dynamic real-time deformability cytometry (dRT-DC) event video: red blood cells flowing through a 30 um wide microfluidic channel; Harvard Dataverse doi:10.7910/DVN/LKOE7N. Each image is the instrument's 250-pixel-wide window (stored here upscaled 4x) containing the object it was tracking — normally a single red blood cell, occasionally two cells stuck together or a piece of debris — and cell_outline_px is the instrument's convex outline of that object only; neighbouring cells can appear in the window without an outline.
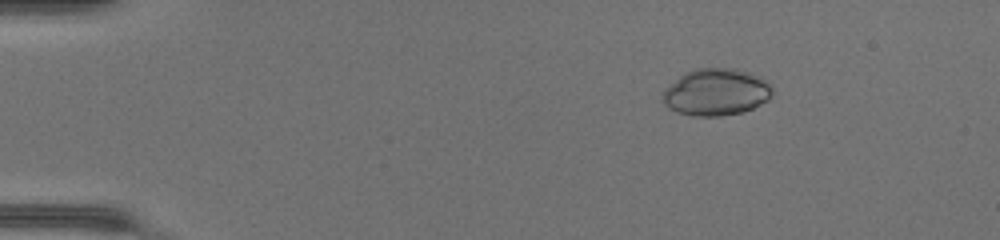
{"species": "common noctule bat (a hibernating species)", "species_latin": "Nyctalus noctula", "temperature_condition": "warm", "stored_images_in_passage": 41, "camera_frame_rate_fps": 3000, "um_per_image_px": 0.085, "animal": {"sex": "female", "body_mass_g": 17.0, "forearm_length_mm": 48.0}, "frame": {"image": 1, "passage_image": 8, "time_ms": 2.333, "image_size_px": [1000, 240], "cell_outline_px": [[772, 92], [768, 100], [744, 112], [720, 116], [692, 116], [676, 112], [668, 108], [664, 104], [660, 96], [680, 76], [696, 68], [736, 68], [760, 76], [768, 80], [772, 88]], "centroid_in_image_um": [60.89, 7.84], "position_along_channel_um": 24.1, "area_um2": 30.06}}
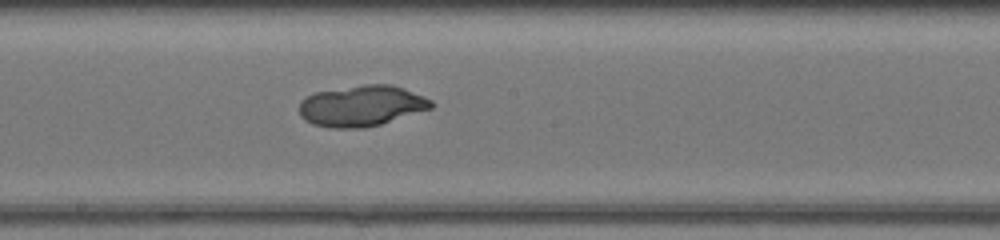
{"frame": {"image": 2, "passage_image": 28, "time_ms": 9.0, "image_size_px": [1000, 240], "cell_outline_px": [[436, 104], [432, 108], [380, 124], [364, 128], [328, 128], [312, 124], [304, 120], [300, 116], [300, 100], [316, 92], [364, 84], [392, 84], [404, 88], [424, 96], [432, 100]], "centroid_in_image_um": [30.75, 9.0], "position_along_channel_um": 217.5, "area_um2": 31.56}}
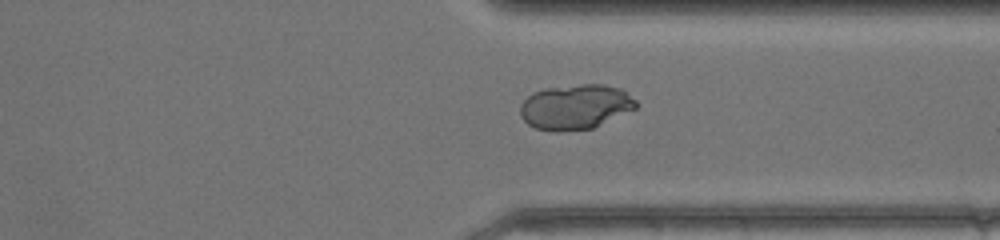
{"frame": {"image": 3, "passage_image": 38, "time_ms": 12.333, "image_size_px": [1000, 240], "cell_outline_px": [[636, 108], [592, 128], [560, 132], [556, 132], [536, 128], [528, 124], [520, 116], [520, 104], [532, 92], [544, 88], [580, 84], [604, 84], [620, 88], [636, 100]], "centroid_in_image_um": [48.87, 9.07], "position_along_channel_um": 362.5, "area_um2": 30.35}}